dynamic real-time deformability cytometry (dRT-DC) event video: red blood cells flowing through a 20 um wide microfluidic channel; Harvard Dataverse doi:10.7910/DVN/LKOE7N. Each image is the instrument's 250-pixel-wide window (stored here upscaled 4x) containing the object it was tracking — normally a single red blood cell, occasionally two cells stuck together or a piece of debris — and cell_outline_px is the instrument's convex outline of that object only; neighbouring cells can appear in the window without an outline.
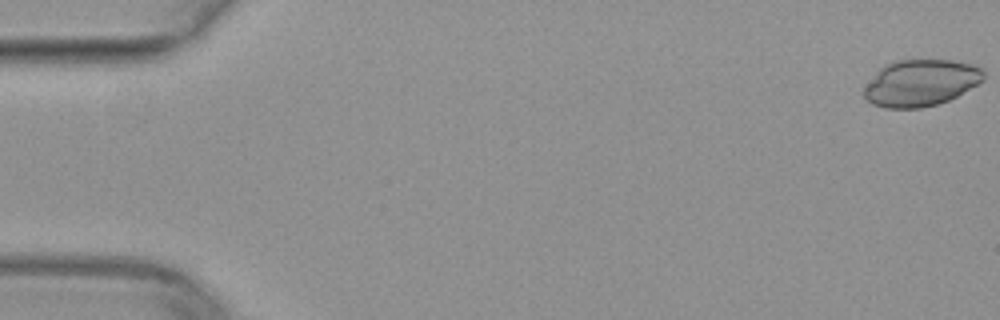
{"species": "common noctule bat (a hibernating species)", "species_latin": "Nyctalus noctula", "temperature_condition": "warm", "stored_images_in_passage": 51, "camera_frame_rate_fps": 3000, "um_per_image_px": 0.085, "animal": {"sex": "female", "body_mass_g": 29.2, "forearm_length_mm": 56.3}, "frame": {"image": 1, "passage_image": 1, "time_ms": 0.0, "image_size_px": [1000, 320], "cell_outline_px": [[984, 80], [956, 96], [948, 100], [936, 104], [920, 108], [884, 108], [872, 104], [864, 96], [864, 88], [880, 68], [896, 60], [952, 60], [972, 64], [980, 68], [984, 72]], "centroid_in_image_um": [78.26, 7.04], "position_along_channel_um": 6.7, "area_um2": 32.14}}